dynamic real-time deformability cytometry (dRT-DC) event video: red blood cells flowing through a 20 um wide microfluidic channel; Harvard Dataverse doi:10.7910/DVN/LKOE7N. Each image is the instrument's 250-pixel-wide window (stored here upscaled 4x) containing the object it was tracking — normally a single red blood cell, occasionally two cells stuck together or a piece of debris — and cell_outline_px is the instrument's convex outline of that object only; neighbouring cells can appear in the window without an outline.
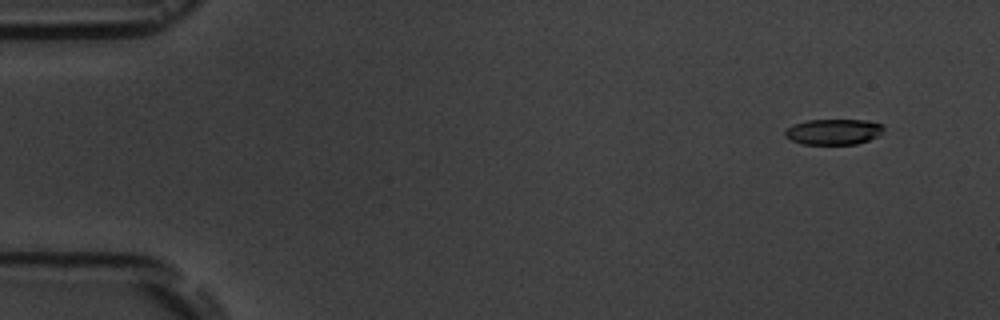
{"species": "common noctule bat (a hibernating species)", "species_latin": "Nyctalus noctula", "temperature_condition": "room temperature", "stored_images_in_passage": 4, "camera_frame_rate_fps": 3000, "um_per_image_px": 0.085, "animal": {"sex": "male", "body_mass_g": 19.5, "forearm_length_mm": 54.6}, "frame": {"image": 1, "passage_image": 1, "time_ms": 0.0, "image_size_px": [1000, 320], "cell_outline_px": [[884, 128], [876, 136], [868, 140], [856, 144], [804, 144], [792, 140], [784, 136], [784, 132], [788, 128], [796, 124], [808, 120], [864, 120], [884, 124]], "centroid_in_image_um": [70.85, 11.2], "position_along_channel_um": 14.1, "area_um2": 14.51}}